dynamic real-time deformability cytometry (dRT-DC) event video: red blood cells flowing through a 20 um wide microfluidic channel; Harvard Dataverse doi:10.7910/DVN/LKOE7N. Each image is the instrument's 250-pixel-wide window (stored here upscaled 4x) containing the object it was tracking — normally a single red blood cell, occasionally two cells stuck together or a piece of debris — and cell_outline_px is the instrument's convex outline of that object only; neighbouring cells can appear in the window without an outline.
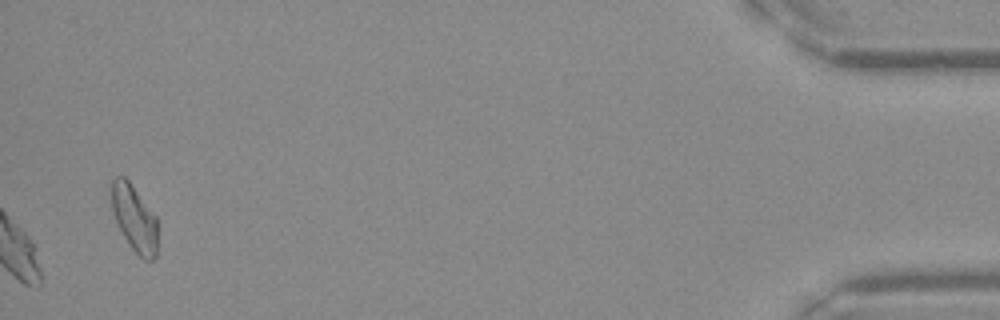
{"species": "Egyptian fruit bat (a non-hibernating species)", "species_latin": "Rousettus aegyptiacus", "temperature_condition": "warm", "stored_images_in_passage": 36, "camera_frame_rate_fps": 3000, "um_per_image_px": 0.085, "frame": {"image": 1, "passage_image": 36, "time_ms": 11.667, "image_size_px": [1000, 320], "cell_outline_px": [[156, 256], [152, 260], [144, 260], [132, 248], [124, 236], [116, 220], [112, 208], [112, 180], [116, 176], [124, 176], [128, 180], [156, 216]], "centroid_in_image_um": [11.42, 18.55], "position_along_channel_um": 423.8, "area_um2": 17.34}, "authors_computed_cell_mechanics": {"area_um2": 22.1374, "velocity_mm_per_s": 4.1375, "shape_relaxation_time_tau1_ms": 8.1892, "shape_relaxation_time_tau2_ms": 7.8686, "deformation_change_tau1": 0.2122, "deformation_change_tau2": 0.1097}}